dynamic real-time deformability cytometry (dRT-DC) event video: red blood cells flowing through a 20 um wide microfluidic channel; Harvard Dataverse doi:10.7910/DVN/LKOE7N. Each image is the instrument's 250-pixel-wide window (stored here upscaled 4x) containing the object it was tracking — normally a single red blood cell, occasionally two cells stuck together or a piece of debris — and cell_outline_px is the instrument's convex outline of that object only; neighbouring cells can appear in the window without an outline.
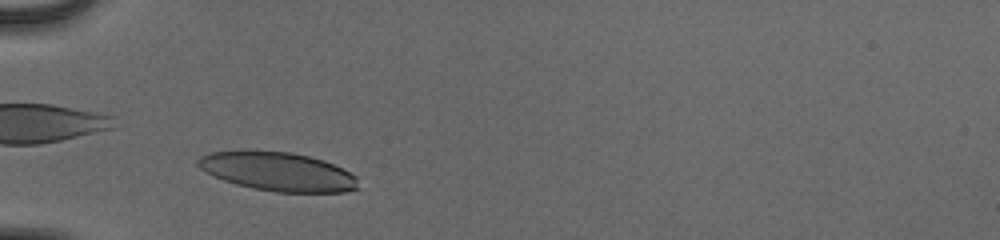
{"species": "human", "species_latin": "Homo sapiens", "temperature_condition": "cold", "stored_images_in_passage": 32, "camera_frame_rate_fps": 3000, "um_per_image_px": 0.085, "donor": {"sex": "male"}, "frame": {"image": 1, "passage_image": 1, "time_ms": 0.0, "image_size_px": [1000, 240], "cell_outline_px": [[360, 188], [344, 192], [276, 192], [252, 188], [236, 184], [212, 176], [204, 172], [196, 164], [196, 160], [200, 156], [208, 152], [244, 148], [292, 152], [324, 160], [356, 176]], "centroid_in_image_um": [23.52, 14.55], "position_along_channel_um": 61.5, "area_um2": 37.05}}
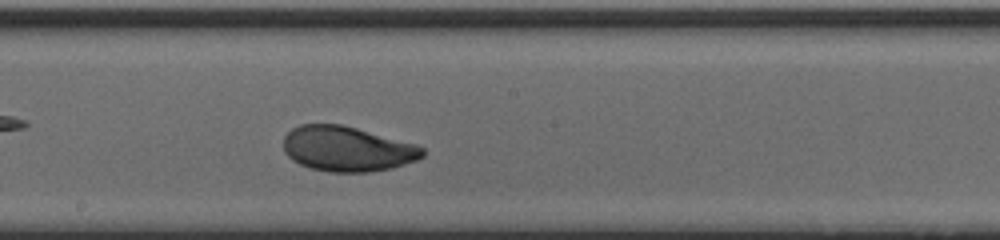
{"frame": {"image": 2, "passage_image": 14, "time_ms": 4.333, "image_size_px": [1000, 240], "cell_outline_px": [[424, 156], [416, 160], [392, 168], [368, 172], [328, 172], [312, 168], [300, 164], [292, 160], [284, 152], [284, 136], [292, 128], [300, 124], [340, 124], [356, 128], [416, 144], [424, 148]], "centroid_in_image_um": [29.5, 12.65], "position_along_channel_um": 218.7, "area_um2": 36.47}}
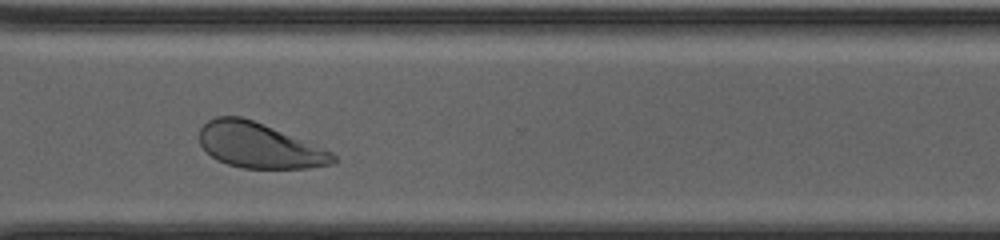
{"frame": {"image": 3, "passage_image": 24, "time_ms": 7.667, "image_size_px": [1000, 240], "cell_outline_px": [[340, 160], [336, 164], [308, 168], [244, 168], [228, 164], [216, 160], [200, 144], [200, 128], [208, 120], [216, 116], [240, 116], [252, 120], [332, 152]], "centroid_in_image_um": [22.04, 12.38], "position_along_channel_um": 348.6, "area_um2": 34.8}, "authors_computed_cell_mechanics": {"area_um2": 36.7897, "velocity_mm_per_s": 3.8826, "shape_relaxation_time_tau1_ms": 3.0661, "shape_relaxation_time_tau2_ms": 1.0397, "deformation_change_tau1": 0.1593, "deformation_change_tau2": 0.0587}}